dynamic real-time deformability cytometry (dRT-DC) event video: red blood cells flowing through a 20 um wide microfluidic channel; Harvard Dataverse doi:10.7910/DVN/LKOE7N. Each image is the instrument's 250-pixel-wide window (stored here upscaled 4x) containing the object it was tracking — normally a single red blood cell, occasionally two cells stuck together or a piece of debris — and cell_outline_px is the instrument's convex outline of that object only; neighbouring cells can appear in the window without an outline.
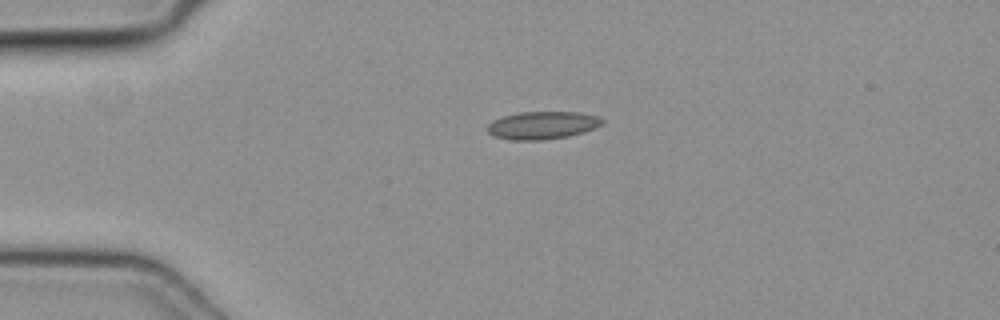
{"species": "common noctule bat (a hibernating species)", "species_latin": "Nyctalus noctula", "temperature_condition": "cold", "stored_images_in_passage": 38, "camera_frame_rate_fps": 3000, "um_per_image_px": 0.085, "animal": {"sex": "female", "body_mass_g": 19.3, "forearm_length_mm": 54.1}, "frame": {"image": 1, "passage_image": 1, "time_ms": 0.0, "image_size_px": [1000, 320], "cell_outline_px": [[604, 124], [596, 128], [584, 132], [568, 136], [544, 140], [512, 140], [492, 136], [484, 128], [492, 120], [504, 116], [520, 112], [580, 112], [600, 116], [604, 120]], "centroid_in_image_um": [46.12, 10.65], "position_along_channel_um": 38.9, "area_um2": 18.9}}
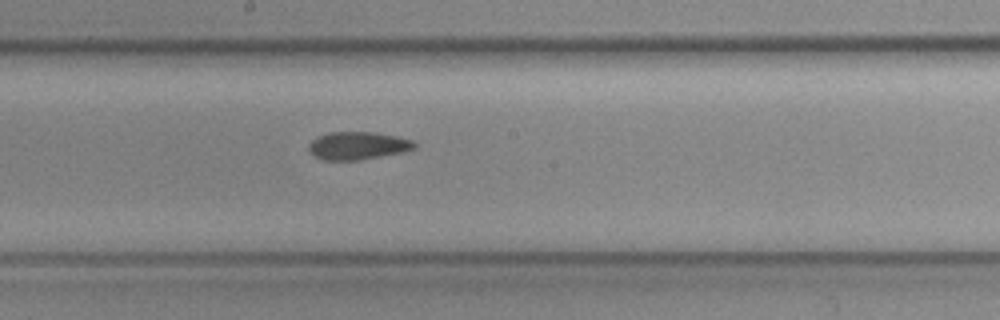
{"frame": {"image": 2, "passage_image": 16, "time_ms": 5.0, "image_size_px": [1000, 320], "cell_outline_px": [[416, 148], [404, 152], [360, 160], [324, 160], [316, 156], [308, 148], [308, 144], [316, 136], [328, 132], [376, 132], [396, 136], [412, 140], [416, 144]], "centroid_in_image_um": [30.42, 12.37], "position_along_channel_um": 217.8, "area_um2": 17.22}}
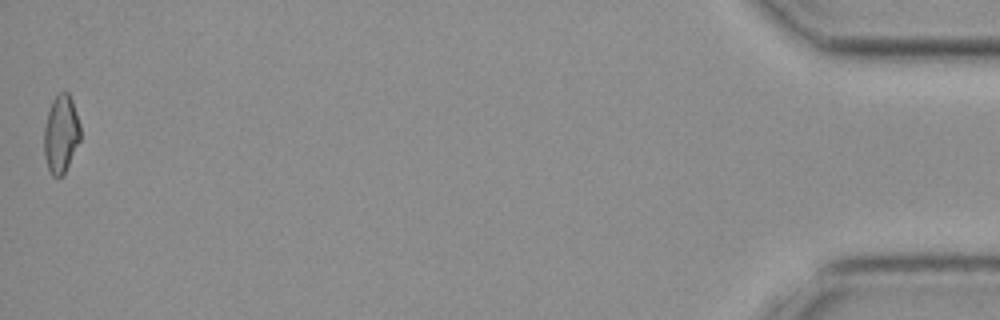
{"frame": {"image": 3, "passage_image": 38, "time_ms": 12.333, "image_size_px": [1000, 320], "cell_outline_px": [[80, 140], [64, 172], [60, 176], [52, 176], [48, 168], [44, 156], [44, 128], [48, 112], [52, 100], [60, 92], [68, 92], [72, 100], [80, 124]], "centroid_in_image_um": [5.17, 11.37], "position_along_channel_um": 430.0, "area_um2": 16.24}}